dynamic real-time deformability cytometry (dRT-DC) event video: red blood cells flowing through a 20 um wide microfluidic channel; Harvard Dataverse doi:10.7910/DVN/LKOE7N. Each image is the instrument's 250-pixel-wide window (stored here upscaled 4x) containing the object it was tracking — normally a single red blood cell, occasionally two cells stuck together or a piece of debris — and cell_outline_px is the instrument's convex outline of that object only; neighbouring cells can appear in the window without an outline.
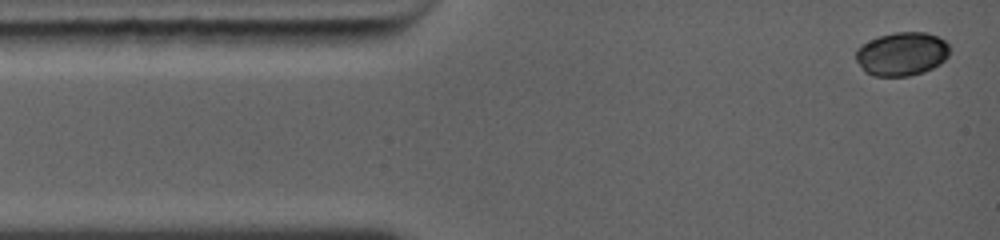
{"species": "common noctule bat (a hibernating species)", "species_latin": "Nyctalus noctula", "temperature_condition": "warm", "stored_images_in_passage": 55, "camera_frame_rate_fps": 5000, "um_per_image_px": 0.085, "animal": {"sex": "female", "body_mass_g": 19.0, "forearm_length_mm": 56.7}, "frame": {"image": 1, "passage_image": 1, "time_ms": 0.0, "image_size_px": [1000, 240], "cell_outline_px": [[952, 48], [948, 56], [940, 64], [932, 68], [920, 72], [904, 76], [876, 76], [864, 72], [856, 60], [856, 48], [860, 44], [880, 36], [896, 32], [928, 32], [944, 40]], "centroid_in_image_um": [76.65, 4.57], "position_along_channel_um": 8.3, "area_um2": 23.87}}
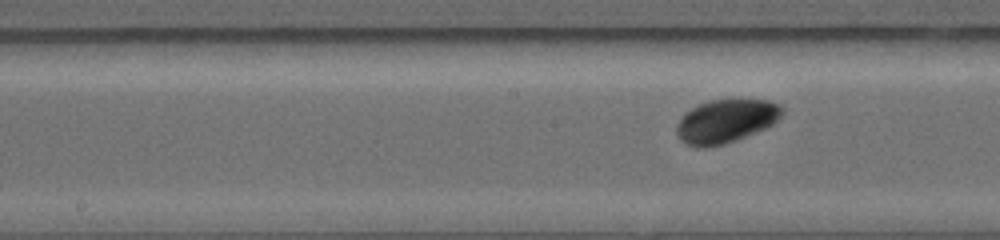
{"frame": {"image": 2, "passage_image": 28, "time_ms": 5.6, "image_size_px": [1000, 240], "cell_outline_px": [[784, 112], [772, 124], [724, 144], [704, 148], [696, 148], [688, 144], [680, 136], [676, 128], [680, 120], [692, 108], [708, 100], [732, 96], [740, 96], [768, 100], [780, 104], [784, 108]], "centroid_in_image_um": [61.76, 10.21], "position_along_channel_um": 186.4, "area_um2": 26.93}}
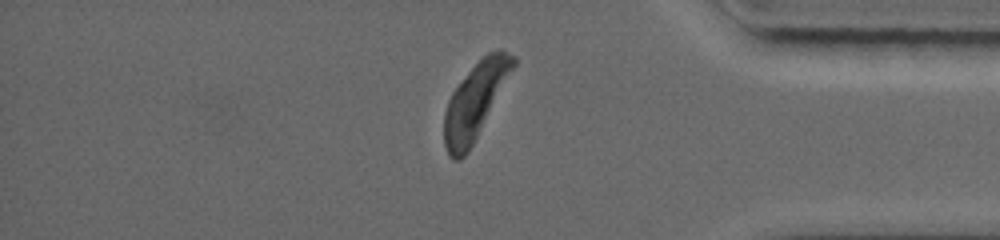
{"frame": {"image": 3, "passage_image": 55, "time_ms": 10.8, "image_size_px": [1000, 240], "cell_outline_px": [[516, 64], [468, 152], [460, 160], [452, 160], [448, 156], [444, 144], [444, 116], [448, 100], [452, 92], [468, 72], [488, 52], [500, 48], [504, 48], [516, 56]], "centroid_in_image_um": [40.39, 8.57], "position_along_channel_um": 394.8, "area_um2": 30.06}, "authors_computed_cell_mechanics": {"area_um2": 26.588, "velocity_mm_per_s": 4.374, "shape_relaxation_time_tau1_ms": 1.5763, "shape_relaxation_time_tau2_ms": null, "deformation_change_tau1": 0.0874, "deformation_change_tau2": null}}